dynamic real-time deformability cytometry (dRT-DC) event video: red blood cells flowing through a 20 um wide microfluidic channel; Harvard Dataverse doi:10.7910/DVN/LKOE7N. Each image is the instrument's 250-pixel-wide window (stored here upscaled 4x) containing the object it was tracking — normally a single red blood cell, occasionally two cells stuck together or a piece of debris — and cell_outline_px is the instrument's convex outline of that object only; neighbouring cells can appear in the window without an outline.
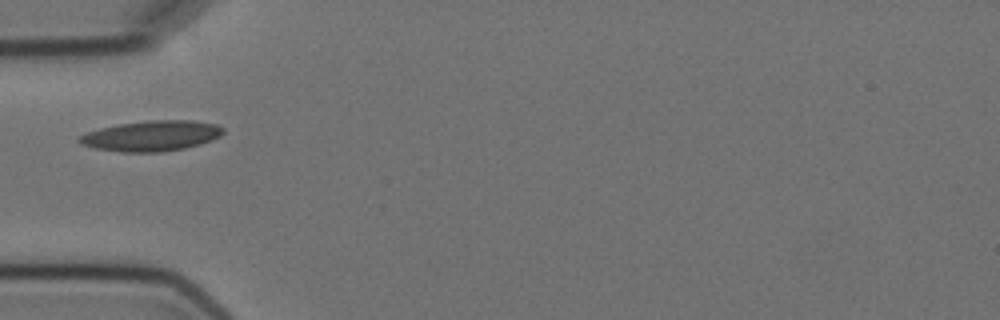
{"species": "Egyptian fruit bat (a non-hibernating species)", "species_latin": "Rousettus aegyptiacus", "temperature_condition": "cold", "stored_images_in_passage": 3, "camera_frame_rate_fps": 3000, "um_per_image_px": 0.085, "animal": {"sex": "female"}, "frame": {"image": 1, "passage_image": 1, "time_ms": 0.0, "image_size_px": [1000, 320], "cell_outline_px": [[224, 132], [220, 136], [212, 140], [200, 144], [184, 148], [160, 152], [124, 152], [96, 148], [80, 144], [76, 140], [80, 136], [88, 132], [100, 128], [120, 124], [148, 120], [192, 120], [216, 124], [224, 128]], "centroid_in_image_um": [12.89, 11.54], "position_along_channel_um": 72.1, "area_um2": 25.43}}
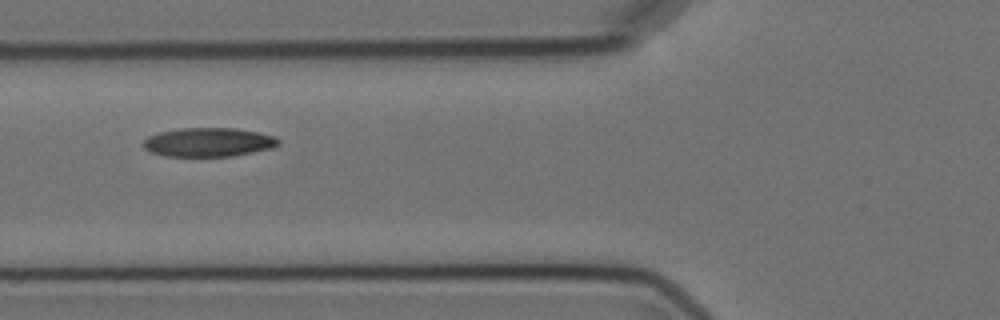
{"frame": {"image": 2, "passage_image": 2, "time_ms": 1.0, "image_size_px": [1000, 320], "cell_outline_px": [[280, 144], [272, 148], [232, 156], [164, 156], [152, 152], [144, 148], [144, 140], [148, 136], [160, 132], [180, 128], [236, 128], [276, 136], [280, 140]], "centroid_in_image_um": [17.74, 12.08], "position_along_channel_um": 108.1, "area_um2": 22.72}}
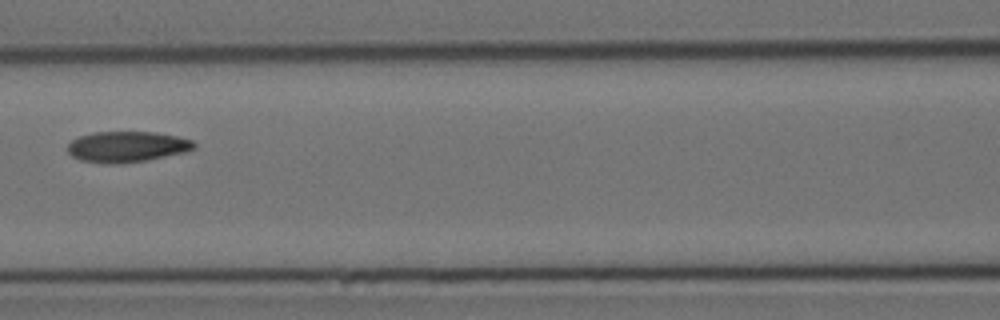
{"frame": {"image": 3, "passage_image": 3, "time_ms": 2.333, "image_size_px": [1000, 320], "cell_outline_px": [[196, 148], [184, 152], [148, 160], [116, 164], [112, 164], [80, 160], [72, 156], [68, 152], [68, 144], [72, 140], [80, 136], [92, 132], [156, 132], [176, 136], [192, 140], [196, 144]], "centroid_in_image_um": [10.8, 12.47], "position_along_channel_um": 155.8, "area_um2": 22.66}}